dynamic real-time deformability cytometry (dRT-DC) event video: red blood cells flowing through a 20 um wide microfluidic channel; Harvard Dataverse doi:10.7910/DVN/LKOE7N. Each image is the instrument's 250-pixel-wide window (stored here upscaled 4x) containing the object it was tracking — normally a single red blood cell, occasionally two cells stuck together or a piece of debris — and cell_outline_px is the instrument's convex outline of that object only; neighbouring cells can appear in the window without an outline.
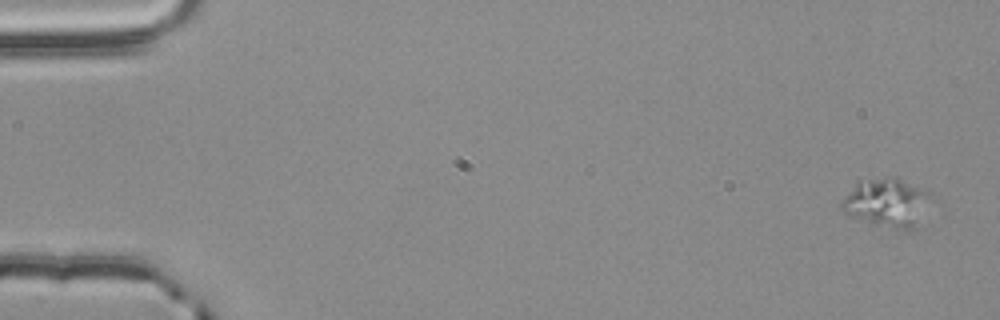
{"species": "common noctule bat (a hibernating species)", "species_latin": "Nyctalus noctula", "temperature_condition": "room temperature", "stored_images_in_passage": 4, "camera_frame_rate_fps": 3000, "um_per_image_px": 0.085, "animal": {"sex": "male", "body_mass_g": 20.4}, "frame": {"image": 1, "passage_image": 1, "time_ms": 0.0, "image_size_px": [1000, 320], "cell_outline_px": [[940, 204], [912, 228], [904, 232], [872, 224], [844, 212], [840, 208], [840, 200], [856, 180], [884, 176], [892, 176], [928, 192], [936, 196]], "centroid_in_image_um": [75.5, 17.23], "position_along_channel_um": 9.5, "area_um2": 26.88}}
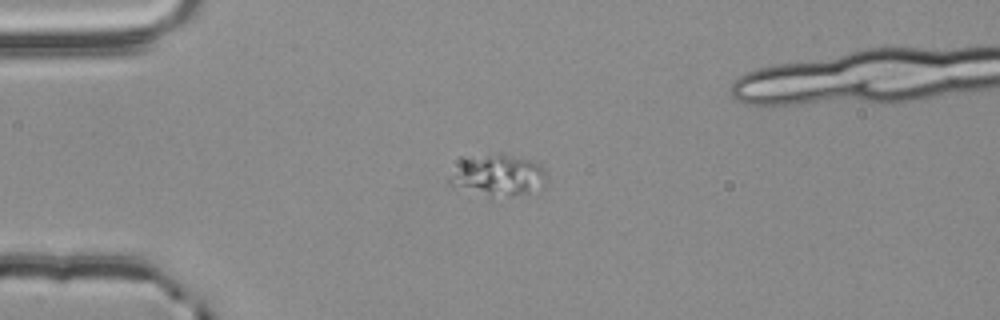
{"frame": {"image": 2, "passage_image": 3, "time_ms": 0.667, "image_size_px": [1000, 320], "cell_outline_px": [[544, 184], [540, 192], [488, 200], [452, 184], [448, 180], [464, 156], [500, 152], [528, 160], [540, 164], [544, 168]], "centroid_in_image_um": [42.34, 14.94], "position_along_channel_um": 42.7, "area_um2": 24.39}}